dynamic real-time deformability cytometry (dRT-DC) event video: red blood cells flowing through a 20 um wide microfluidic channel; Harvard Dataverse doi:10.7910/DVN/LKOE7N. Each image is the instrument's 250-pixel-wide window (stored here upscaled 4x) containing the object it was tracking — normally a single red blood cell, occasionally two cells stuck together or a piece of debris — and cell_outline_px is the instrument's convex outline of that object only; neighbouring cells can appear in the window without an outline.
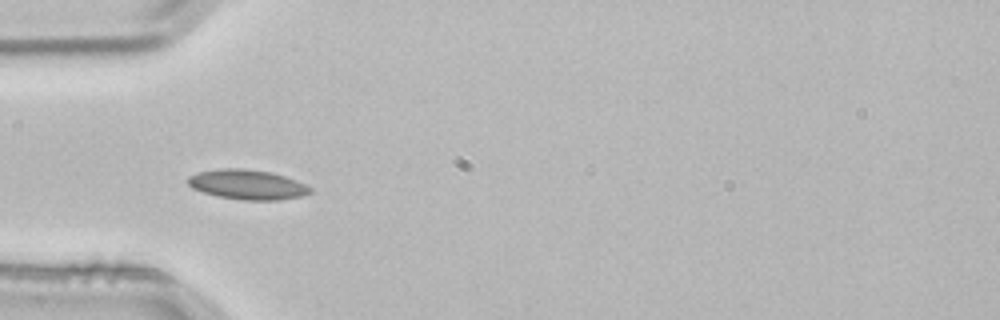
{"species": "common noctule bat (a hibernating species)", "species_latin": "Nyctalus noctula", "temperature_condition": "room temperature", "stored_images_in_passage": 4, "camera_frame_rate_fps": 3000, "um_per_image_px": 0.085, "animal": {"sex": "male", "body_mass_g": 21.5, "forearm_length_mm": 52.0}, "frame": {"image": 1, "passage_image": 4, "time_ms": 1.0, "image_size_px": [1000, 320], "cell_outline_px": [[312, 192], [300, 196], [280, 200], [244, 200], [216, 196], [192, 188], [188, 184], [188, 176], [196, 172], [220, 168], [244, 168], [272, 172], [296, 180], [312, 188]], "centroid_in_image_um": [21.01, 15.68], "position_along_channel_um": 64.0, "area_um2": 21.33}}